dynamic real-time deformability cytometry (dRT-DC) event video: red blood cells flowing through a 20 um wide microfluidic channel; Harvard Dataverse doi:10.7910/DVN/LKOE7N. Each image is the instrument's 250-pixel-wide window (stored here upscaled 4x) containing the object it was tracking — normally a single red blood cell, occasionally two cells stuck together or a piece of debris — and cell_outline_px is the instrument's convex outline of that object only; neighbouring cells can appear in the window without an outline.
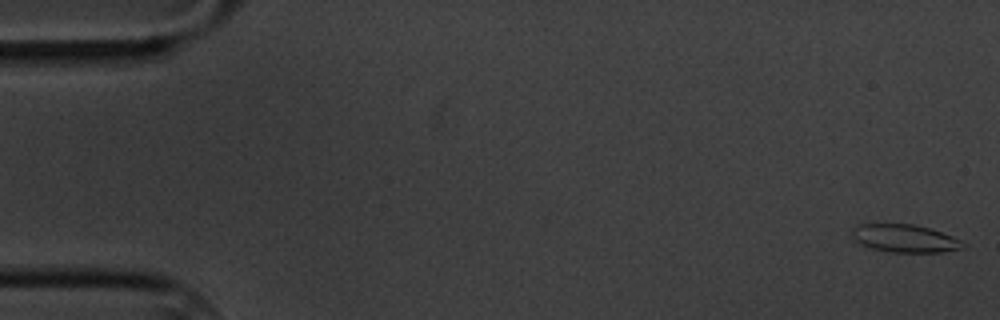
{"species": "common noctule bat (a hibernating species)", "species_latin": "Nyctalus noctula", "temperature_condition": "cold", "stored_images_in_passage": 9, "camera_frame_rate_fps": 3000, "um_per_image_px": 0.085, "animal": {"sex": "male", "body_mass_g": 20.1, "forearm_length_mm": 53.5}, "frame": {"image": 1, "passage_image": 1, "time_ms": 0.0, "image_size_px": [1000, 320], "cell_outline_px": [[964, 248], [940, 252], [888, 252], [872, 248], [860, 244], [852, 236], [852, 228], [860, 224], [912, 224], [928, 228], [952, 236], [960, 240], [964, 244]], "centroid_in_image_um": [76.88, 20.27], "position_along_channel_um": 8.1, "area_um2": 17.8}}
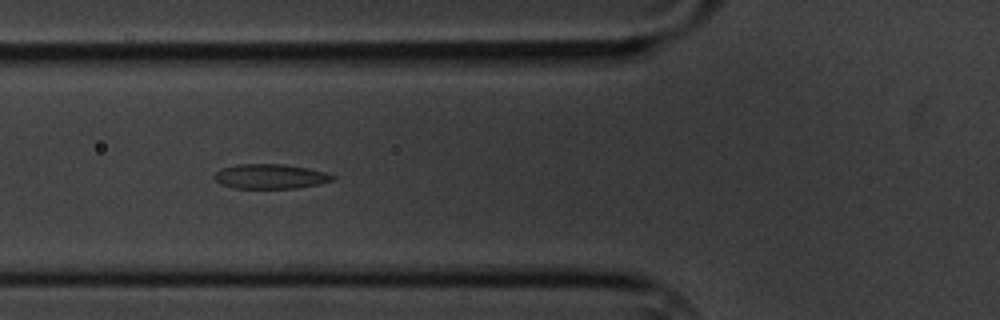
{"frame": {"image": 2, "passage_image": 6, "time_ms": 6.667, "image_size_px": [1000, 320], "cell_outline_px": [[336, 180], [320, 184], [296, 188], [236, 188], [220, 184], [216, 180], [216, 172], [224, 168], [236, 164], [284, 164], [308, 168], [324, 172], [336, 176]], "centroid_in_image_um": [23.04, 14.99], "position_along_channel_um": 102.8, "area_um2": 16.94}}
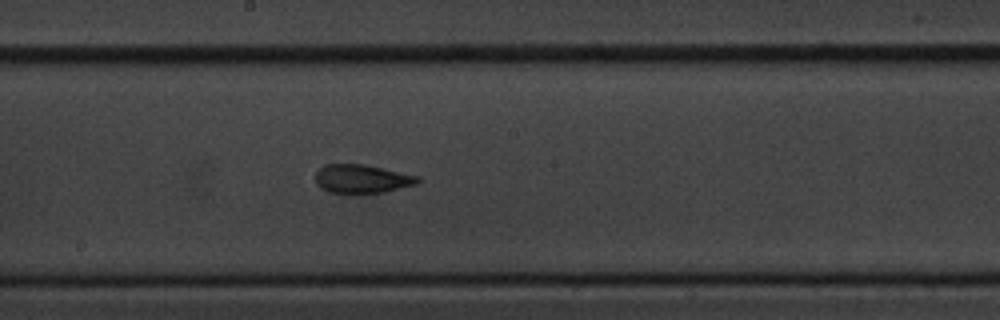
{"frame": {"image": 3, "passage_image": 9, "time_ms": 10.0, "image_size_px": [1000, 320], "cell_outline_px": [[420, 180], [416, 184], [384, 192], [356, 196], [352, 196], [328, 192], [320, 188], [316, 184], [316, 172], [324, 164], [364, 164], [420, 176]], "centroid_in_image_um": [30.73, 15.24], "position_along_channel_um": 217.5, "area_um2": 17.74}}